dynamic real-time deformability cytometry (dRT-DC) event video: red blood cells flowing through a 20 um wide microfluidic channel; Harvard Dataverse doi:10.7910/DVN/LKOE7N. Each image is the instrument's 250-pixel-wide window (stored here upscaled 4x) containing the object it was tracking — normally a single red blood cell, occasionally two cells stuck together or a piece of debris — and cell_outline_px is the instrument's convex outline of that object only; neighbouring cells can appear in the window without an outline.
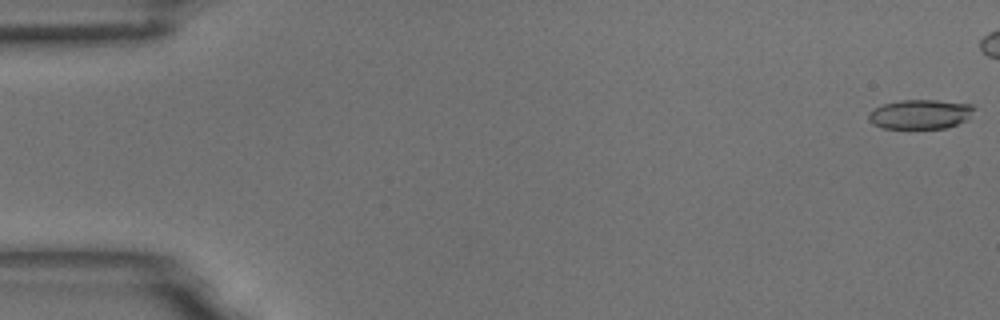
{"species": "common noctule bat (a hibernating species)", "species_latin": "Nyctalus noctula", "temperature_condition": "room temperature", "stored_images_in_passage": 6, "camera_frame_rate_fps": 3000, "um_per_image_px": 0.085, "animal": {"sex": "male", "body_mass_g": 18.8}, "frame": {"image": 1, "passage_image": 1, "time_ms": 0.0, "image_size_px": [1000, 320], "cell_outline_px": [[976, 108], [968, 120], [944, 128], [884, 128], [872, 124], [868, 120], [868, 112], [872, 108], [884, 104], [900, 100], [936, 100], [972, 104]], "centroid_in_image_um": [78.22, 9.7], "position_along_channel_um": 6.8, "area_um2": 18.26}}